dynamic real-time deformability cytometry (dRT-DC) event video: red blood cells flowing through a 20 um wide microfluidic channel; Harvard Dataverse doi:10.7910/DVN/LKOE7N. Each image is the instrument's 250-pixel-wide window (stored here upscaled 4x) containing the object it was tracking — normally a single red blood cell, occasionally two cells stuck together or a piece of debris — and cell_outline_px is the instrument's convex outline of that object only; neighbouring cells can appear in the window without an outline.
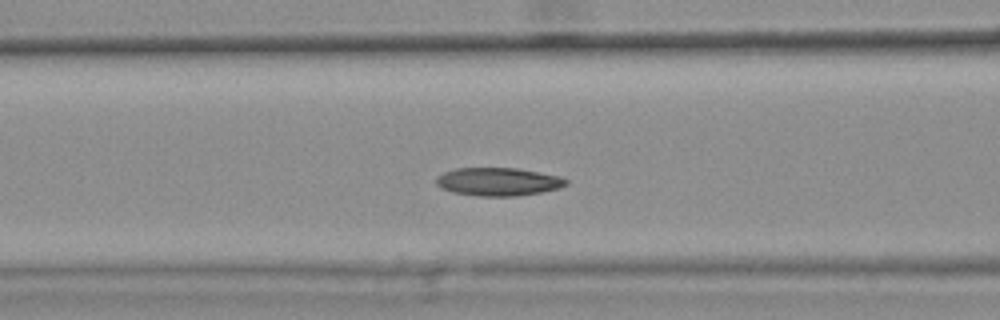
{"species": "common noctule bat (a hibernating species)", "species_latin": "Nyctalus noctula", "temperature_condition": "warm", "stored_images_in_passage": 42, "camera_frame_rate_fps": 3000, "um_per_image_px": 0.085, "animal": {"sex": "female", "body_mass_g": 25.1}, "frame": {"image": 1, "passage_image": 19, "time_ms": 6.0, "image_size_px": [1000, 320], "cell_outline_px": [[568, 184], [560, 188], [540, 192], [516, 196], [480, 196], [452, 192], [440, 188], [436, 184], [436, 176], [444, 172], [456, 168], [516, 168], [560, 176], [568, 180]], "centroid_in_image_um": [42.33, 15.44], "position_along_channel_um": 124.3, "area_um2": 21.33}, "authors_computed_cell_mechanics": {"area_um2": 21.6461, "velocity_mm_per_s": 3.7275, "shape_relaxation_time_tau1_ms": null, "shape_relaxation_time_tau2_ms": 3.4861, "deformation_change_tau1": null, "deformation_change_tau2": 0.0795}}